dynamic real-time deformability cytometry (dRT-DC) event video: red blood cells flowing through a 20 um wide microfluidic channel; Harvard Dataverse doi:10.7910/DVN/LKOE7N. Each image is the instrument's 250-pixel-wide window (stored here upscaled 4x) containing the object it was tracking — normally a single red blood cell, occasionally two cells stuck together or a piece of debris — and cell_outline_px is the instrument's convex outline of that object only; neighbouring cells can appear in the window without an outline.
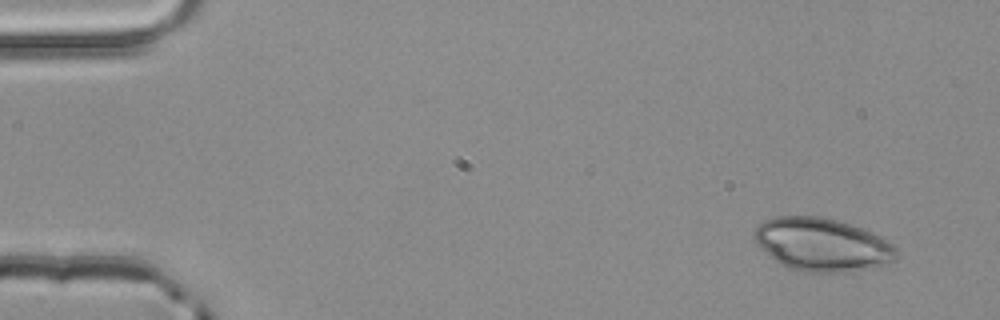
{"species": "common noctule bat (a hibernating species)", "species_latin": "Nyctalus noctula", "temperature_condition": "room temperature", "stored_images_in_passage": 4, "camera_frame_rate_fps": 3000, "um_per_image_px": 0.085, "animal": {"sex": "male", "body_mass_g": 20.4}, "frame": {"image": 1, "passage_image": 1, "time_ms": 0.0, "image_size_px": [1000, 320], "cell_outline_px": [[896, 256], [892, 260], [880, 264], [844, 272], [804, 272], [788, 268], [780, 264], [752, 236], [752, 232], [764, 220], [776, 216], [820, 216], [836, 220], [884, 236], [896, 248]], "centroid_in_image_um": [69.86, 20.77], "position_along_channel_um": 15.1, "area_um2": 43.23}}